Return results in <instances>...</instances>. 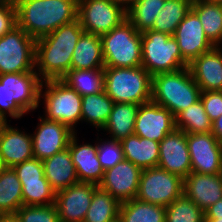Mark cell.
Segmentation results:
<instances>
[{"label": "cell", "instance_id": "3", "mask_svg": "<svg viewBox=\"0 0 222 222\" xmlns=\"http://www.w3.org/2000/svg\"><path fill=\"white\" fill-rule=\"evenodd\" d=\"M42 79L37 72L0 75V119L10 122L39 109ZM8 114V115H7Z\"/></svg>", "mask_w": 222, "mask_h": 222}, {"label": "cell", "instance_id": "18", "mask_svg": "<svg viewBox=\"0 0 222 222\" xmlns=\"http://www.w3.org/2000/svg\"><path fill=\"white\" fill-rule=\"evenodd\" d=\"M97 187L93 183L78 182L56 192L60 222H83Z\"/></svg>", "mask_w": 222, "mask_h": 222}, {"label": "cell", "instance_id": "40", "mask_svg": "<svg viewBox=\"0 0 222 222\" xmlns=\"http://www.w3.org/2000/svg\"><path fill=\"white\" fill-rule=\"evenodd\" d=\"M20 181L46 179L43 162L33 158L12 167Z\"/></svg>", "mask_w": 222, "mask_h": 222}, {"label": "cell", "instance_id": "22", "mask_svg": "<svg viewBox=\"0 0 222 222\" xmlns=\"http://www.w3.org/2000/svg\"><path fill=\"white\" fill-rule=\"evenodd\" d=\"M183 194L205 212L207 208L222 199L221 174L191 172L184 179Z\"/></svg>", "mask_w": 222, "mask_h": 222}, {"label": "cell", "instance_id": "12", "mask_svg": "<svg viewBox=\"0 0 222 222\" xmlns=\"http://www.w3.org/2000/svg\"><path fill=\"white\" fill-rule=\"evenodd\" d=\"M191 172L215 175L221 173L222 143L212 133L187 134Z\"/></svg>", "mask_w": 222, "mask_h": 222}, {"label": "cell", "instance_id": "1", "mask_svg": "<svg viewBox=\"0 0 222 222\" xmlns=\"http://www.w3.org/2000/svg\"><path fill=\"white\" fill-rule=\"evenodd\" d=\"M83 32L77 19L36 39L35 71L42 81L61 80L71 70L73 52Z\"/></svg>", "mask_w": 222, "mask_h": 222}, {"label": "cell", "instance_id": "41", "mask_svg": "<svg viewBox=\"0 0 222 222\" xmlns=\"http://www.w3.org/2000/svg\"><path fill=\"white\" fill-rule=\"evenodd\" d=\"M200 100L212 122L222 115V91L202 92Z\"/></svg>", "mask_w": 222, "mask_h": 222}, {"label": "cell", "instance_id": "48", "mask_svg": "<svg viewBox=\"0 0 222 222\" xmlns=\"http://www.w3.org/2000/svg\"><path fill=\"white\" fill-rule=\"evenodd\" d=\"M207 2H211V3H219L222 4V0H205Z\"/></svg>", "mask_w": 222, "mask_h": 222}, {"label": "cell", "instance_id": "28", "mask_svg": "<svg viewBox=\"0 0 222 222\" xmlns=\"http://www.w3.org/2000/svg\"><path fill=\"white\" fill-rule=\"evenodd\" d=\"M114 101L105 93L82 96L81 123L87 122L99 132L105 126Z\"/></svg>", "mask_w": 222, "mask_h": 222}, {"label": "cell", "instance_id": "13", "mask_svg": "<svg viewBox=\"0 0 222 222\" xmlns=\"http://www.w3.org/2000/svg\"><path fill=\"white\" fill-rule=\"evenodd\" d=\"M39 123L32 136L33 156L41 161L68 148L71 137L75 134L67 125L38 116Z\"/></svg>", "mask_w": 222, "mask_h": 222}, {"label": "cell", "instance_id": "32", "mask_svg": "<svg viewBox=\"0 0 222 222\" xmlns=\"http://www.w3.org/2000/svg\"><path fill=\"white\" fill-rule=\"evenodd\" d=\"M61 80L81 96L104 91V69H71Z\"/></svg>", "mask_w": 222, "mask_h": 222}, {"label": "cell", "instance_id": "33", "mask_svg": "<svg viewBox=\"0 0 222 222\" xmlns=\"http://www.w3.org/2000/svg\"><path fill=\"white\" fill-rule=\"evenodd\" d=\"M120 204L110 193L98 186L83 222H113L119 218Z\"/></svg>", "mask_w": 222, "mask_h": 222}, {"label": "cell", "instance_id": "9", "mask_svg": "<svg viewBox=\"0 0 222 222\" xmlns=\"http://www.w3.org/2000/svg\"><path fill=\"white\" fill-rule=\"evenodd\" d=\"M36 39L18 25L0 37V75L35 71Z\"/></svg>", "mask_w": 222, "mask_h": 222}, {"label": "cell", "instance_id": "35", "mask_svg": "<svg viewBox=\"0 0 222 222\" xmlns=\"http://www.w3.org/2000/svg\"><path fill=\"white\" fill-rule=\"evenodd\" d=\"M165 0H137L128 10L127 19L143 33L151 30Z\"/></svg>", "mask_w": 222, "mask_h": 222}, {"label": "cell", "instance_id": "2", "mask_svg": "<svg viewBox=\"0 0 222 222\" xmlns=\"http://www.w3.org/2000/svg\"><path fill=\"white\" fill-rule=\"evenodd\" d=\"M17 25L34 39L77 20L78 0H17Z\"/></svg>", "mask_w": 222, "mask_h": 222}, {"label": "cell", "instance_id": "5", "mask_svg": "<svg viewBox=\"0 0 222 222\" xmlns=\"http://www.w3.org/2000/svg\"><path fill=\"white\" fill-rule=\"evenodd\" d=\"M104 91L114 103L145 104L151 101L152 75L142 66L104 67Z\"/></svg>", "mask_w": 222, "mask_h": 222}, {"label": "cell", "instance_id": "29", "mask_svg": "<svg viewBox=\"0 0 222 222\" xmlns=\"http://www.w3.org/2000/svg\"><path fill=\"white\" fill-rule=\"evenodd\" d=\"M22 205V184L12 167H4L0 172V214H16Z\"/></svg>", "mask_w": 222, "mask_h": 222}, {"label": "cell", "instance_id": "8", "mask_svg": "<svg viewBox=\"0 0 222 222\" xmlns=\"http://www.w3.org/2000/svg\"><path fill=\"white\" fill-rule=\"evenodd\" d=\"M141 51V66L152 76L174 72L189 65L182 58L175 38L166 33L153 30L141 33Z\"/></svg>", "mask_w": 222, "mask_h": 222}, {"label": "cell", "instance_id": "43", "mask_svg": "<svg viewBox=\"0 0 222 222\" xmlns=\"http://www.w3.org/2000/svg\"><path fill=\"white\" fill-rule=\"evenodd\" d=\"M205 219H222V199L205 210Z\"/></svg>", "mask_w": 222, "mask_h": 222}, {"label": "cell", "instance_id": "37", "mask_svg": "<svg viewBox=\"0 0 222 222\" xmlns=\"http://www.w3.org/2000/svg\"><path fill=\"white\" fill-rule=\"evenodd\" d=\"M23 205H52L56 201V191L47 179L20 181Z\"/></svg>", "mask_w": 222, "mask_h": 222}, {"label": "cell", "instance_id": "39", "mask_svg": "<svg viewBox=\"0 0 222 222\" xmlns=\"http://www.w3.org/2000/svg\"><path fill=\"white\" fill-rule=\"evenodd\" d=\"M99 138V136L96 138L97 157L103 170L105 171L114 167L117 163L123 161L125 158L120 141L111 138H106L105 140Z\"/></svg>", "mask_w": 222, "mask_h": 222}, {"label": "cell", "instance_id": "51", "mask_svg": "<svg viewBox=\"0 0 222 222\" xmlns=\"http://www.w3.org/2000/svg\"><path fill=\"white\" fill-rule=\"evenodd\" d=\"M5 1H12V2H16L17 0H5Z\"/></svg>", "mask_w": 222, "mask_h": 222}, {"label": "cell", "instance_id": "14", "mask_svg": "<svg viewBox=\"0 0 222 222\" xmlns=\"http://www.w3.org/2000/svg\"><path fill=\"white\" fill-rule=\"evenodd\" d=\"M175 129V117L166 107L152 101L139 106L135 120V135L161 142Z\"/></svg>", "mask_w": 222, "mask_h": 222}, {"label": "cell", "instance_id": "38", "mask_svg": "<svg viewBox=\"0 0 222 222\" xmlns=\"http://www.w3.org/2000/svg\"><path fill=\"white\" fill-rule=\"evenodd\" d=\"M21 222H60L56 204L22 205L16 212Z\"/></svg>", "mask_w": 222, "mask_h": 222}, {"label": "cell", "instance_id": "20", "mask_svg": "<svg viewBox=\"0 0 222 222\" xmlns=\"http://www.w3.org/2000/svg\"><path fill=\"white\" fill-rule=\"evenodd\" d=\"M188 68L202 92L222 91V46L201 54Z\"/></svg>", "mask_w": 222, "mask_h": 222}, {"label": "cell", "instance_id": "46", "mask_svg": "<svg viewBox=\"0 0 222 222\" xmlns=\"http://www.w3.org/2000/svg\"><path fill=\"white\" fill-rule=\"evenodd\" d=\"M0 222H21L16 214L1 215Z\"/></svg>", "mask_w": 222, "mask_h": 222}, {"label": "cell", "instance_id": "7", "mask_svg": "<svg viewBox=\"0 0 222 222\" xmlns=\"http://www.w3.org/2000/svg\"><path fill=\"white\" fill-rule=\"evenodd\" d=\"M101 40L105 67L141 66V33L128 19L102 35Z\"/></svg>", "mask_w": 222, "mask_h": 222}, {"label": "cell", "instance_id": "23", "mask_svg": "<svg viewBox=\"0 0 222 222\" xmlns=\"http://www.w3.org/2000/svg\"><path fill=\"white\" fill-rule=\"evenodd\" d=\"M42 162L45 178L56 192L79 182L69 148Z\"/></svg>", "mask_w": 222, "mask_h": 222}, {"label": "cell", "instance_id": "24", "mask_svg": "<svg viewBox=\"0 0 222 222\" xmlns=\"http://www.w3.org/2000/svg\"><path fill=\"white\" fill-rule=\"evenodd\" d=\"M120 143L125 160L132 162L142 170L158 166L159 142L133 134Z\"/></svg>", "mask_w": 222, "mask_h": 222}, {"label": "cell", "instance_id": "11", "mask_svg": "<svg viewBox=\"0 0 222 222\" xmlns=\"http://www.w3.org/2000/svg\"><path fill=\"white\" fill-rule=\"evenodd\" d=\"M77 19L85 32L102 36L127 19V11L110 0H78Z\"/></svg>", "mask_w": 222, "mask_h": 222}, {"label": "cell", "instance_id": "19", "mask_svg": "<svg viewBox=\"0 0 222 222\" xmlns=\"http://www.w3.org/2000/svg\"><path fill=\"white\" fill-rule=\"evenodd\" d=\"M0 156L4 167L33 159L32 136L25 130L3 122L0 125Z\"/></svg>", "mask_w": 222, "mask_h": 222}, {"label": "cell", "instance_id": "15", "mask_svg": "<svg viewBox=\"0 0 222 222\" xmlns=\"http://www.w3.org/2000/svg\"><path fill=\"white\" fill-rule=\"evenodd\" d=\"M142 169L128 160L117 163L104 171L102 190L110 193L120 203L135 199Z\"/></svg>", "mask_w": 222, "mask_h": 222}, {"label": "cell", "instance_id": "6", "mask_svg": "<svg viewBox=\"0 0 222 222\" xmlns=\"http://www.w3.org/2000/svg\"><path fill=\"white\" fill-rule=\"evenodd\" d=\"M40 105L44 104L45 119L67 125L72 131L81 122L82 96L62 80L43 81L40 89ZM43 101H42V100Z\"/></svg>", "mask_w": 222, "mask_h": 222}, {"label": "cell", "instance_id": "21", "mask_svg": "<svg viewBox=\"0 0 222 222\" xmlns=\"http://www.w3.org/2000/svg\"><path fill=\"white\" fill-rule=\"evenodd\" d=\"M75 133L68 144L72 161L75 165L79 182L93 183L99 185L104 176V170L97 157V142L95 144L80 143Z\"/></svg>", "mask_w": 222, "mask_h": 222}, {"label": "cell", "instance_id": "30", "mask_svg": "<svg viewBox=\"0 0 222 222\" xmlns=\"http://www.w3.org/2000/svg\"><path fill=\"white\" fill-rule=\"evenodd\" d=\"M166 207L131 199L120 204L122 222H165Z\"/></svg>", "mask_w": 222, "mask_h": 222}, {"label": "cell", "instance_id": "47", "mask_svg": "<svg viewBox=\"0 0 222 222\" xmlns=\"http://www.w3.org/2000/svg\"><path fill=\"white\" fill-rule=\"evenodd\" d=\"M205 222H222V219H205Z\"/></svg>", "mask_w": 222, "mask_h": 222}, {"label": "cell", "instance_id": "31", "mask_svg": "<svg viewBox=\"0 0 222 222\" xmlns=\"http://www.w3.org/2000/svg\"><path fill=\"white\" fill-rule=\"evenodd\" d=\"M193 0H165L151 30L173 36L177 26L191 10Z\"/></svg>", "mask_w": 222, "mask_h": 222}, {"label": "cell", "instance_id": "36", "mask_svg": "<svg viewBox=\"0 0 222 222\" xmlns=\"http://www.w3.org/2000/svg\"><path fill=\"white\" fill-rule=\"evenodd\" d=\"M165 222H205V213L183 194L166 207Z\"/></svg>", "mask_w": 222, "mask_h": 222}, {"label": "cell", "instance_id": "42", "mask_svg": "<svg viewBox=\"0 0 222 222\" xmlns=\"http://www.w3.org/2000/svg\"><path fill=\"white\" fill-rule=\"evenodd\" d=\"M17 26V11L15 2L3 1L0 3V37Z\"/></svg>", "mask_w": 222, "mask_h": 222}, {"label": "cell", "instance_id": "16", "mask_svg": "<svg viewBox=\"0 0 222 222\" xmlns=\"http://www.w3.org/2000/svg\"><path fill=\"white\" fill-rule=\"evenodd\" d=\"M158 167L182 179L191 173L186 132L175 129L159 142Z\"/></svg>", "mask_w": 222, "mask_h": 222}, {"label": "cell", "instance_id": "26", "mask_svg": "<svg viewBox=\"0 0 222 222\" xmlns=\"http://www.w3.org/2000/svg\"><path fill=\"white\" fill-rule=\"evenodd\" d=\"M139 106L133 103H114L102 131L107 132L111 139L117 141L133 135Z\"/></svg>", "mask_w": 222, "mask_h": 222}, {"label": "cell", "instance_id": "4", "mask_svg": "<svg viewBox=\"0 0 222 222\" xmlns=\"http://www.w3.org/2000/svg\"><path fill=\"white\" fill-rule=\"evenodd\" d=\"M201 93L188 66L152 76L151 101L166 107L174 117L199 101Z\"/></svg>", "mask_w": 222, "mask_h": 222}, {"label": "cell", "instance_id": "49", "mask_svg": "<svg viewBox=\"0 0 222 222\" xmlns=\"http://www.w3.org/2000/svg\"><path fill=\"white\" fill-rule=\"evenodd\" d=\"M4 166H3V163H2V160H1V156H0V172L3 170Z\"/></svg>", "mask_w": 222, "mask_h": 222}, {"label": "cell", "instance_id": "50", "mask_svg": "<svg viewBox=\"0 0 222 222\" xmlns=\"http://www.w3.org/2000/svg\"><path fill=\"white\" fill-rule=\"evenodd\" d=\"M113 222H122V221L118 218V219H116V220L113 221Z\"/></svg>", "mask_w": 222, "mask_h": 222}, {"label": "cell", "instance_id": "25", "mask_svg": "<svg viewBox=\"0 0 222 222\" xmlns=\"http://www.w3.org/2000/svg\"><path fill=\"white\" fill-rule=\"evenodd\" d=\"M104 67L101 37L84 31L75 46L71 69H104Z\"/></svg>", "mask_w": 222, "mask_h": 222}, {"label": "cell", "instance_id": "45", "mask_svg": "<svg viewBox=\"0 0 222 222\" xmlns=\"http://www.w3.org/2000/svg\"><path fill=\"white\" fill-rule=\"evenodd\" d=\"M111 2L117 3L123 7L126 11L137 1V0H110Z\"/></svg>", "mask_w": 222, "mask_h": 222}, {"label": "cell", "instance_id": "44", "mask_svg": "<svg viewBox=\"0 0 222 222\" xmlns=\"http://www.w3.org/2000/svg\"><path fill=\"white\" fill-rule=\"evenodd\" d=\"M212 135L222 143V115L212 122Z\"/></svg>", "mask_w": 222, "mask_h": 222}, {"label": "cell", "instance_id": "34", "mask_svg": "<svg viewBox=\"0 0 222 222\" xmlns=\"http://www.w3.org/2000/svg\"><path fill=\"white\" fill-rule=\"evenodd\" d=\"M175 127L187 134L210 133L212 121L206 114L203 103L199 100L175 117Z\"/></svg>", "mask_w": 222, "mask_h": 222}, {"label": "cell", "instance_id": "27", "mask_svg": "<svg viewBox=\"0 0 222 222\" xmlns=\"http://www.w3.org/2000/svg\"><path fill=\"white\" fill-rule=\"evenodd\" d=\"M191 9L201 21L208 40L214 46H222V4L193 0Z\"/></svg>", "mask_w": 222, "mask_h": 222}, {"label": "cell", "instance_id": "17", "mask_svg": "<svg viewBox=\"0 0 222 222\" xmlns=\"http://www.w3.org/2000/svg\"><path fill=\"white\" fill-rule=\"evenodd\" d=\"M173 37L179 46L182 58L188 64L215 47L206 37L201 21L192 9L177 26Z\"/></svg>", "mask_w": 222, "mask_h": 222}, {"label": "cell", "instance_id": "10", "mask_svg": "<svg viewBox=\"0 0 222 222\" xmlns=\"http://www.w3.org/2000/svg\"><path fill=\"white\" fill-rule=\"evenodd\" d=\"M184 179L160 168L143 169L135 199L167 207L183 195Z\"/></svg>", "mask_w": 222, "mask_h": 222}]
</instances>
